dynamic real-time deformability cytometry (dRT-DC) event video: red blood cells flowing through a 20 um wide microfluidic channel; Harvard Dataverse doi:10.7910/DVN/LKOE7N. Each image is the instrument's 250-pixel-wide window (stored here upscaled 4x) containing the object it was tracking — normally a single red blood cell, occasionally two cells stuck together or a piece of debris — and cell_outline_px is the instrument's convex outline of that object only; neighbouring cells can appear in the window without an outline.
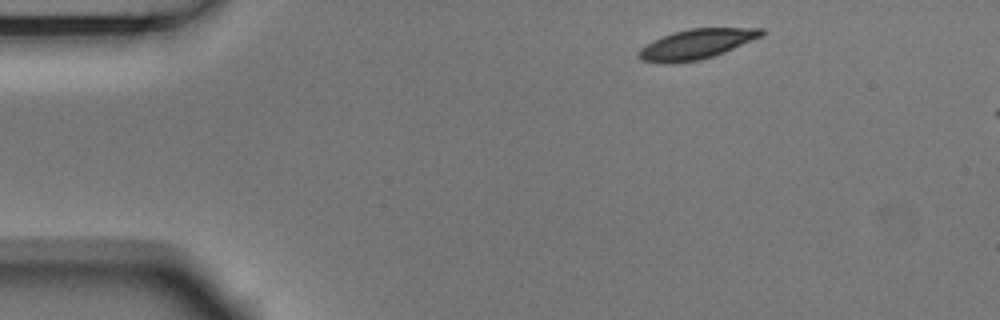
{"species": "Egyptian fruit bat (a non-hibernating species)", "species_latin": "Rousettus aegyptiacus", "temperature_condition": "room temperature", "stored_images_in_passage": 3, "camera_frame_rate_fps": 3000, "um_per_image_px": 0.085, "animal": {"sex": "male"}, "frame": {"image": 1, "passage_image": 1, "time_ms": 0.0, "image_size_px": [1000, 320], "cell_outline_px": [[764, 36], [724, 52], [700, 60], [668, 64], [664, 64], [640, 60], [636, 56], [636, 52], [640, 48], [652, 40], [672, 32], [692, 28], [764, 28]], "centroid_in_image_um": [59.15, 3.76], "position_along_channel_um": 25.8, "area_um2": 21.68}}